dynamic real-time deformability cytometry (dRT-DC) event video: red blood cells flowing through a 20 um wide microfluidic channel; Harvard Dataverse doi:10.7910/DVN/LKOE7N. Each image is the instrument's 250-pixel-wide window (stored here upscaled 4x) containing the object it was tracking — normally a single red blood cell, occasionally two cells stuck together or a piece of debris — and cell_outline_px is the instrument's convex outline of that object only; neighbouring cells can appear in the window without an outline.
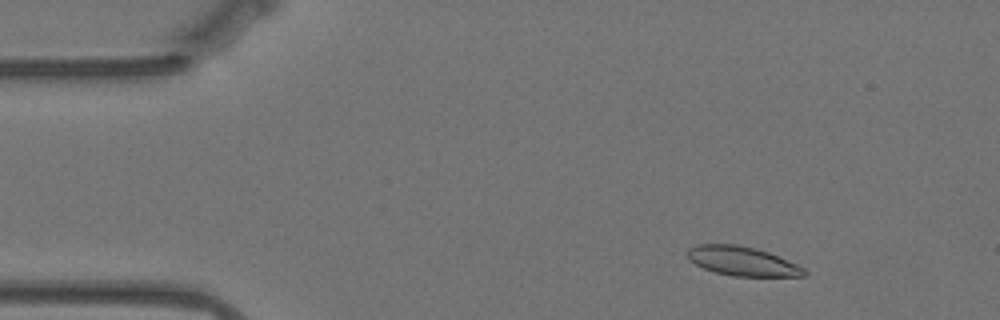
{"species": "Egyptian fruit bat (a non-hibernating species)", "species_latin": "Rousettus aegyptiacus", "temperature_condition": "warm", "stored_images_in_passage": 56, "camera_frame_rate_fps": 3000, "um_per_image_px": 0.085, "animal": {"sex": "female"}, "frame": {"image": 1, "passage_image": 6, "time_ms": 1.667, "image_size_px": [1000, 320], "cell_outline_px": [[808, 276], [732, 276], [716, 272], [704, 268], [688, 260], [684, 252], [688, 248], [696, 244], [736, 244], [756, 248], [768, 252], [796, 264], [804, 268], [808, 272]], "centroid_in_image_um": [63.05, 22.19], "position_along_channel_um": 21.9, "area_um2": 20.0}}
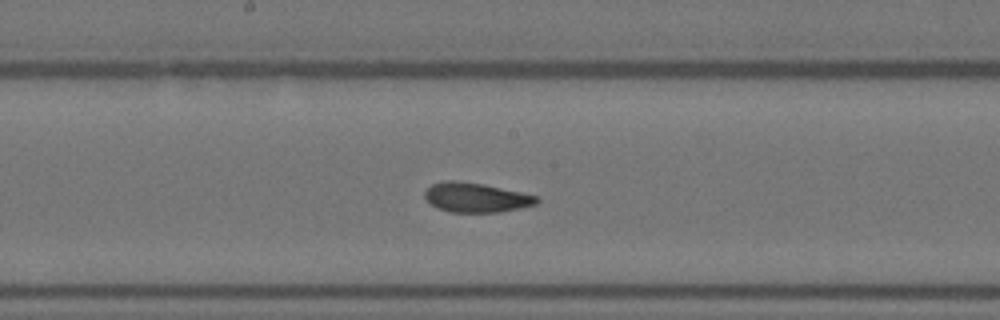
{"frame": {"image": 2, "passage_image": 28, "time_ms": 9.0, "image_size_px": [1000, 320], "cell_outline_px": [[540, 200], [536, 204], [520, 208], [500, 212], [452, 212], [436, 208], [424, 196], [424, 192], [432, 184], [444, 180], [456, 180], [484, 184], [540, 196]], "centroid_in_image_um": [40.49, 16.78], "position_along_channel_um": 207.7, "area_um2": 19.36}}
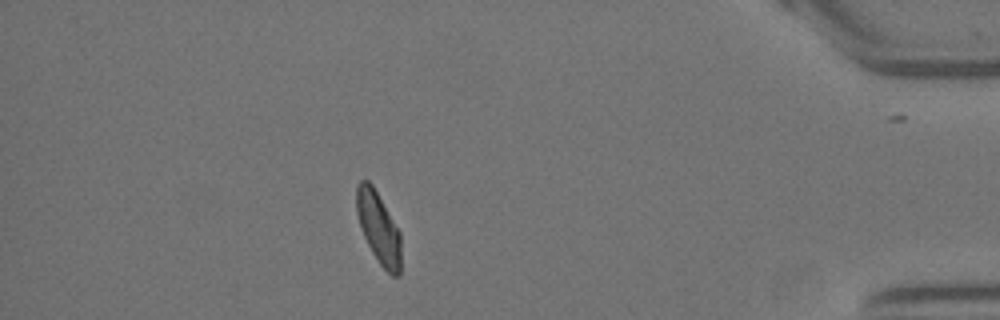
{"frame": {"image": 3, "passage_image": 49, "time_ms": 16.0, "image_size_px": [1000, 320], "cell_outline_px": [[400, 276], [392, 276], [380, 264], [372, 252], [364, 236], [356, 212], [356, 184], [360, 180], [368, 180], [372, 184], [400, 232]], "centroid_in_image_um": [32.16, 19.34], "position_along_channel_um": 403.0, "area_um2": 18.32}, "authors_computed_cell_mechanics": {"area_um2": 19.363, "velocity_mm_per_s": 3.4992, "shape_relaxation_time_tau1_ms": 9.8245, "shape_relaxation_time_tau2_ms": 1.6796, "deformation_change_tau1": 0.1879, "deformation_change_tau2": 0.0711}}